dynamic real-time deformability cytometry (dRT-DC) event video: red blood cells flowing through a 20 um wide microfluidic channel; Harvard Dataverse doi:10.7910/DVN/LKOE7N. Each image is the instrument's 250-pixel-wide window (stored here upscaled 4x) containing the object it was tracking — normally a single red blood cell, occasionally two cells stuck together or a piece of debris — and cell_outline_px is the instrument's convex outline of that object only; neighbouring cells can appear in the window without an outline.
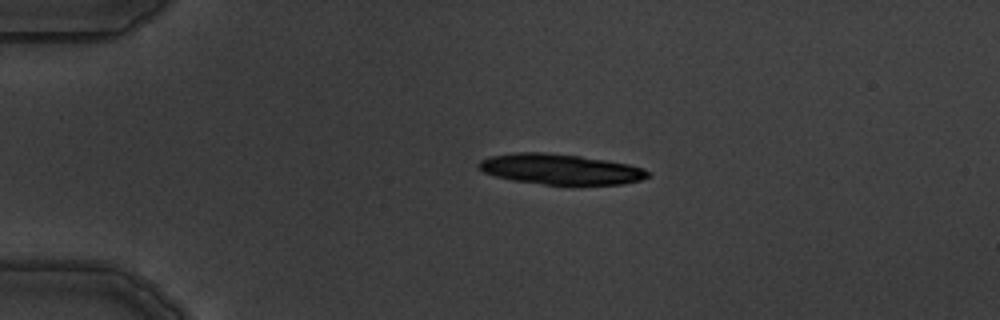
{"species": "common noctule bat (a hibernating species)", "species_latin": "Nyctalus noctula", "temperature_condition": "warm", "stored_images_in_passage": 5, "camera_frame_rate_fps": 3000, "um_per_image_px": 0.085, "animal": {"sex": "male", "body_mass_g": 19.5, "forearm_length_mm": 54.6}, "frame": {"image": 1, "passage_image": 3, "time_ms": 2.0, "image_size_px": [1000, 320], "cell_outline_px": [[648, 176], [640, 180], [620, 184], [572, 188], [512, 180], [496, 176], [484, 172], [476, 164], [480, 160], [488, 156], [516, 152], [544, 152], [580, 156], [628, 164], [644, 168], [648, 172]], "centroid_in_image_um": [47.63, 14.42], "position_along_channel_um": 37.4, "area_um2": 30.87}}
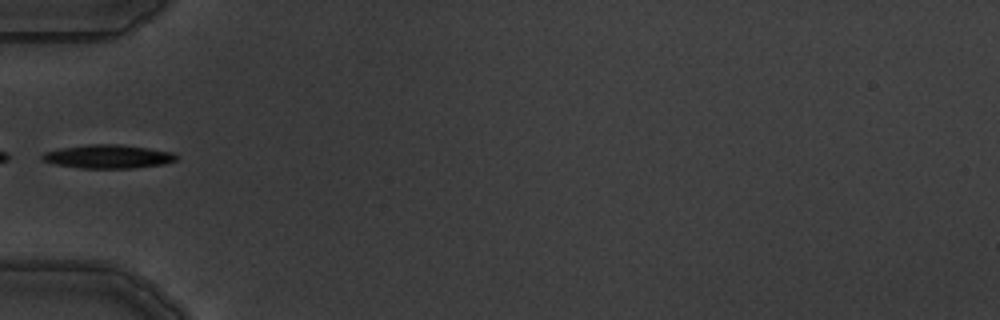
{"frame": {"image": 2, "passage_image": 5, "time_ms": 4.333, "image_size_px": [1000, 320], "cell_outline_px": [[176, 160], [164, 164], [132, 168], [80, 168], [56, 164], [44, 160], [40, 156], [44, 152], [60, 148], [88, 144], [120, 144], [148, 148], [172, 152], [176, 156]], "centroid_in_image_um": [9.17, 13.3], "position_along_channel_um": 75.8, "area_um2": 18.32}}